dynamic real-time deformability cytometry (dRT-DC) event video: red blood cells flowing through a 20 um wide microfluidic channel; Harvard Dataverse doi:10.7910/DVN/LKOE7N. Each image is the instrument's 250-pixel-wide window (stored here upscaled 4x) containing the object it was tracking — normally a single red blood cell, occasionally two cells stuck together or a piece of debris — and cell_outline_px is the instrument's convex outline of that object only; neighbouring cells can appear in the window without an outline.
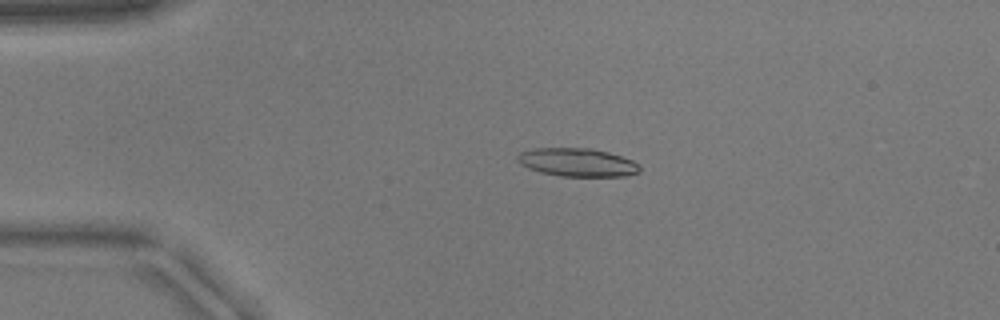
{"species": "common noctule bat (a hibernating species)", "species_latin": "Nyctalus noctula", "temperature_condition": "warm", "stored_images_in_passage": 41, "camera_frame_rate_fps": 3000, "um_per_image_px": 0.085, "animal": {"sex": "male", "body_mass_g": 17.9}, "frame": {"image": 1, "passage_image": 1, "time_ms": 0.0, "image_size_px": [1000, 320], "cell_outline_px": [[640, 172], [624, 176], [560, 176], [540, 172], [528, 168], [520, 164], [516, 160], [516, 156], [520, 152], [532, 148], [592, 148], [608, 152], [632, 160], [640, 164]], "centroid_in_image_um": [49.05, 13.79], "position_along_channel_um": 36.0, "area_um2": 20.29}}
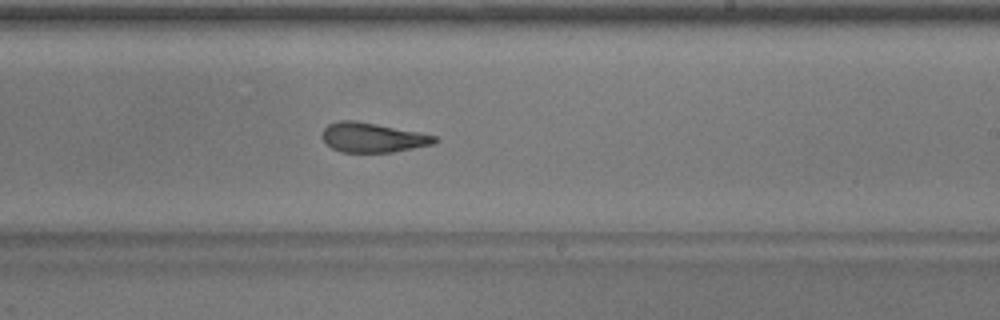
{"frame": {"image": 2, "passage_image": 21, "time_ms": 6.667, "image_size_px": [1000, 320], "cell_outline_px": [[440, 140], [432, 144], [392, 152], [340, 152], [324, 144], [320, 136], [324, 128], [328, 124], [340, 120], [356, 120], [436, 136]], "centroid_in_image_um": [31.59, 11.69], "position_along_channel_um": 257.4, "area_um2": 19.36}}
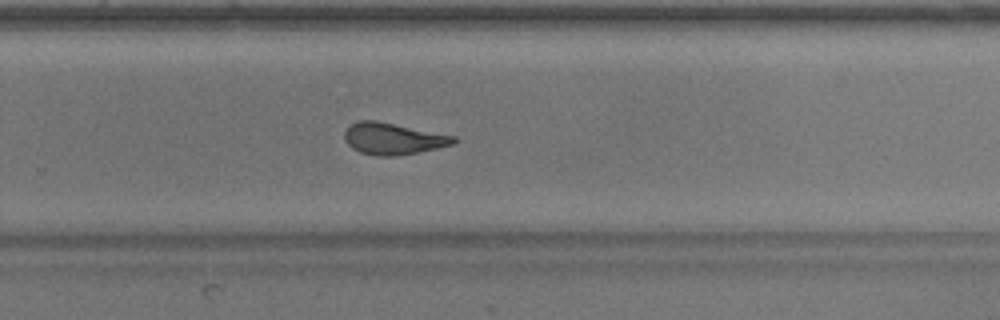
{"frame": {"image": 3, "passage_image": 24, "time_ms": 7.667, "image_size_px": [1000, 320], "cell_outline_px": [[456, 144], [416, 152], [392, 156], [376, 156], [360, 152], [352, 148], [344, 140], [344, 132], [352, 124], [360, 120], [376, 120], [456, 136]], "centroid_in_image_um": [33.41, 11.78], "position_along_channel_um": 296.4, "area_um2": 20.0}}